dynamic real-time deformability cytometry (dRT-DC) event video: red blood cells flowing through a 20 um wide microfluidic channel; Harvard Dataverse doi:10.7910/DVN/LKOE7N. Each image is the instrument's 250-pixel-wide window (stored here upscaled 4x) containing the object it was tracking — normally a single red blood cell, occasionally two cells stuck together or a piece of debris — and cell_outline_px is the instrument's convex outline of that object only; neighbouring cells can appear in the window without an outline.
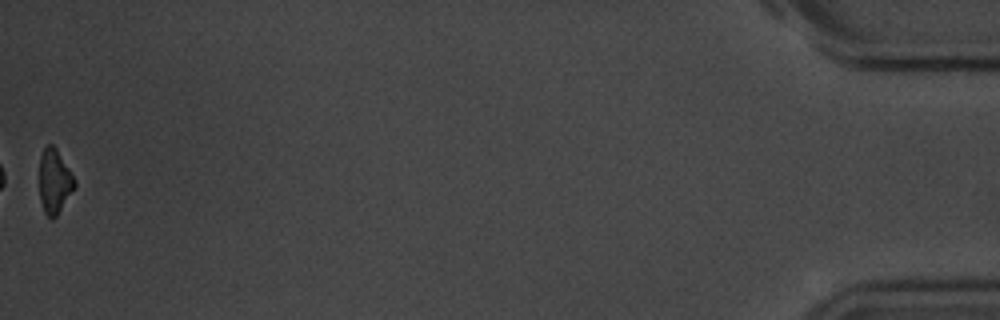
{"species": "common noctule bat (a hibernating species)", "species_latin": "Nyctalus noctula", "temperature_condition": "room temperature", "stored_images_in_passage": 56, "camera_frame_rate_fps": 3000, "um_per_image_px": 0.085, "animal": {"sex": "male", "body_mass_g": 20.1, "forearm_length_mm": 53.5}, "frame": {"image": 1, "passage_image": 56, "time_ms": 18.333, "image_size_px": [1000, 320], "cell_outline_px": [[76, 184], [56, 216], [52, 220], [44, 212], [40, 200], [40, 156], [44, 148], [48, 144], [52, 144], [56, 148], [76, 180]], "centroid_in_image_um": [4.62, 15.4], "position_along_channel_um": 430.6, "area_um2": 12.95}, "authors_computed_cell_mechanics": {"area_um2": 15.2303, "velocity_mm_per_s": 3.5151, "shape_relaxation_time_tau1_ms": 3.1035, "shape_relaxation_time_tau2_ms": null, "deformation_change_tau1": 0.1319, "deformation_change_tau2": null}}